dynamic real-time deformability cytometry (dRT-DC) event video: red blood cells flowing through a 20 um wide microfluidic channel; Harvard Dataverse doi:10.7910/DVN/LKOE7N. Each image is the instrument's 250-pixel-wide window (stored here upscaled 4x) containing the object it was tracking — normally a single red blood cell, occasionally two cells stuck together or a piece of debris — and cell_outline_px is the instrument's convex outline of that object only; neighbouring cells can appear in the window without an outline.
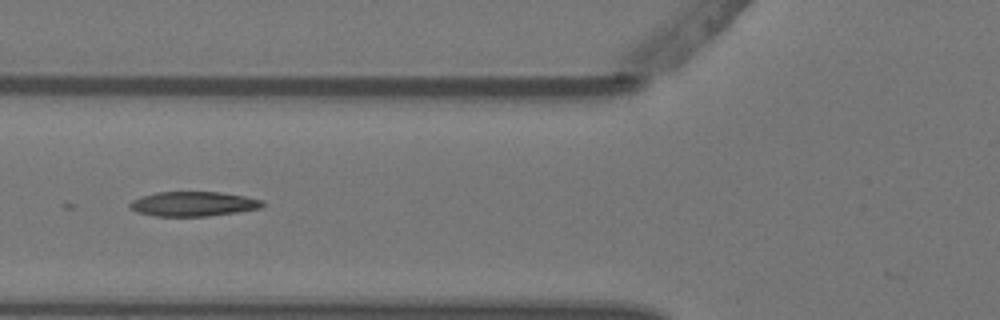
{"species": "Egyptian fruit bat (a non-hibernating species)", "species_latin": "Rousettus aegyptiacus", "temperature_condition": "warm", "stored_images_in_passage": 9, "camera_frame_rate_fps": 3000, "um_per_image_px": 0.085, "animal": {"sex": "female"}, "frame": {"image": 1, "passage_image": 6, "time_ms": 1.667, "image_size_px": [1000, 320], "cell_outline_px": [[264, 204], [260, 208], [236, 212], [208, 216], [156, 216], [136, 212], [128, 208], [128, 204], [132, 200], [140, 196], [156, 192], [220, 192], [244, 196], [264, 200]], "centroid_in_image_um": [16.38, 17.33], "position_along_channel_um": 109.4, "area_um2": 19.13}}
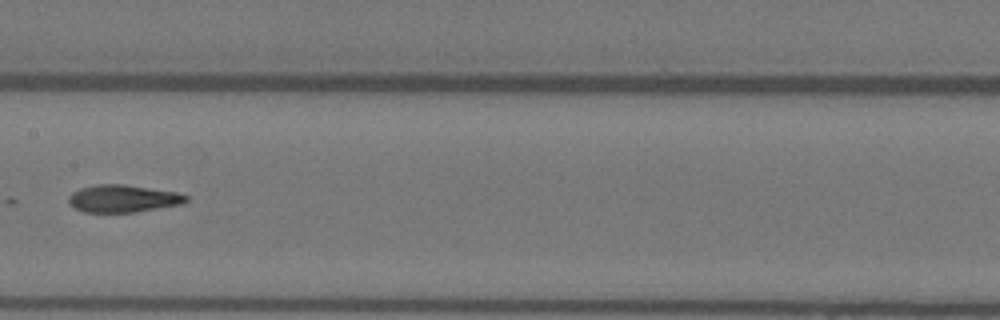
{"frame": {"image": 2, "passage_image": 8, "time_ms": 2.333, "image_size_px": [1000, 320], "cell_outline_px": [[188, 200], [184, 204], [136, 212], [84, 212], [68, 204], [68, 196], [72, 192], [80, 188], [96, 184], [124, 184], [176, 192], [188, 196]], "centroid_in_image_um": [10.45, 16.88], "position_along_channel_um": 196.9, "area_um2": 18.9}}